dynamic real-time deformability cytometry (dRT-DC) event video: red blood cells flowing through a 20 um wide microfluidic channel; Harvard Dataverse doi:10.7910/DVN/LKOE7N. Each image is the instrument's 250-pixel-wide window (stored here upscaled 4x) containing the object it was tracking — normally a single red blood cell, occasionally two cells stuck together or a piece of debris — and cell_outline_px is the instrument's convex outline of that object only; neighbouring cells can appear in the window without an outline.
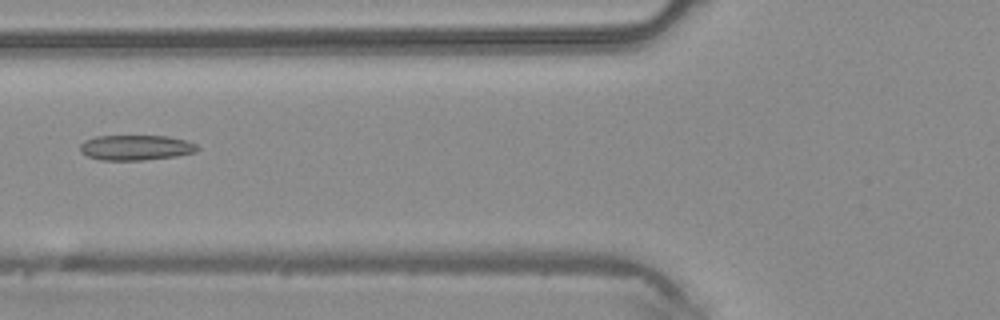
{"species": "common noctule bat (a hibernating species)", "species_latin": "Nyctalus noctula", "temperature_condition": "warm", "stored_images_in_passage": 46, "camera_frame_rate_fps": 3000, "um_per_image_px": 0.085, "animal": {"sex": "male", "body_mass_g": 20.4}, "frame": {"image": 1, "passage_image": 18, "time_ms": 5.667, "image_size_px": [1000, 320], "cell_outline_px": [[200, 148], [196, 152], [176, 156], [144, 160], [100, 160], [88, 156], [80, 152], [80, 144], [84, 140], [96, 136], [168, 136], [184, 140], [196, 144]], "centroid_in_image_um": [11.53, 12.55], "position_along_channel_um": 114.3, "area_um2": 17.28}}
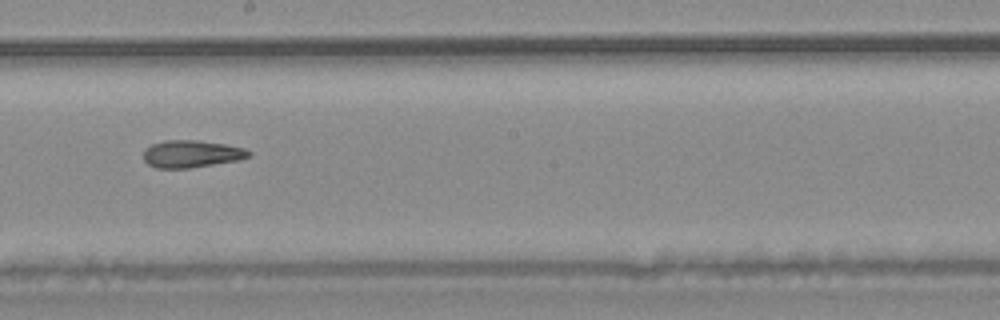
{"frame": {"image": 2, "passage_image": 26, "time_ms": 8.333, "image_size_px": [1000, 320], "cell_outline_px": [[252, 156], [240, 160], [188, 168], [156, 168], [148, 164], [144, 160], [144, 148], [152, 144], [164, 140], [196, 140], [224, 144], [244, 148], [252, 152]], "centroid_in_image_um": [16.29, 13.08], "position_along_channel_um": 231.9, "area_um2": 16.82}}
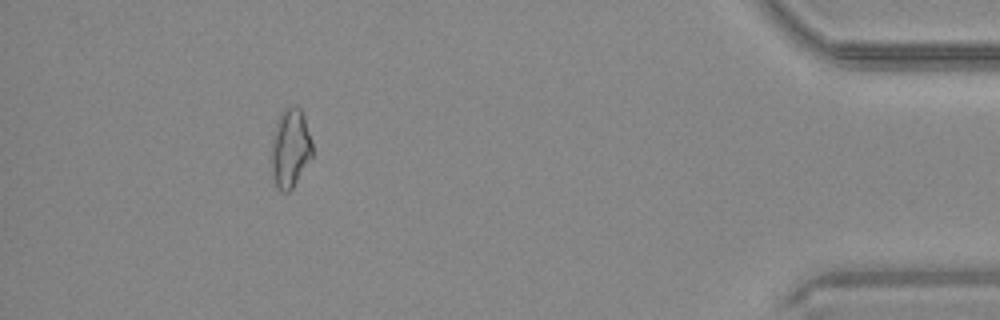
{"frame": {"image": 3, "passage_image": 42, "time_ms": 13.667, "image_size_px": [1000, 320], "cell_outline_px": [[312, 156], [292, 188], [288, 192], [280, 192], [276, 188], [272, 176], [272, 140], [276, 120], [280, 112], [284, 108], [296, 104], [300, 108], [304, 116], [312, 140]], "centroid_in_image_um": [24.66, 12.57], "position_along_channel_um": 410.5, "area_um2": 19.02}}